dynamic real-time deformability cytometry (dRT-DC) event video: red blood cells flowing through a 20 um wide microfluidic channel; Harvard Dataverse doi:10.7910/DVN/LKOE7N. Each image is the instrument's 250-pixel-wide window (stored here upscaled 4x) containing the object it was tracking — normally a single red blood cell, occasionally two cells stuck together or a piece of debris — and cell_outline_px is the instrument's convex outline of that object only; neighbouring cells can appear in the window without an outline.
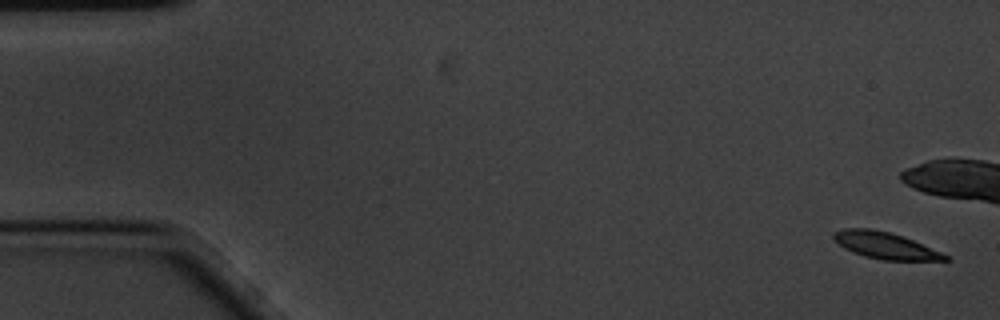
{"species": "common noctule bat (a hibernating species)", "species_latin": "Nyctalus noctula", "temperature_condition": "cold", "stored_images_in_passage": 11, "camera_frame_rate_fps": 3000, "um_per_image_px": 0.085, "animal": {"sex": "male", "body_mass_g": 20.1, "forearm_length_mm": 53.5}, "frame": {"image": 1, "passage_image": 1, "time_ms": 0.0, "image_size_px": [1000, 320], "cell_outline_px": [[952, 260], [880, 260], [864, 256], [852, 252], [844, 248], [832, 236], [836, 232], [844, 228], [868, 228], [888, 232], [904, 236], [940, 252], [948, 256]], "centroid_in_image_um": [75.24, 20.87], "position_along_channel_um": 9.8, "area_um2": 17.05}}